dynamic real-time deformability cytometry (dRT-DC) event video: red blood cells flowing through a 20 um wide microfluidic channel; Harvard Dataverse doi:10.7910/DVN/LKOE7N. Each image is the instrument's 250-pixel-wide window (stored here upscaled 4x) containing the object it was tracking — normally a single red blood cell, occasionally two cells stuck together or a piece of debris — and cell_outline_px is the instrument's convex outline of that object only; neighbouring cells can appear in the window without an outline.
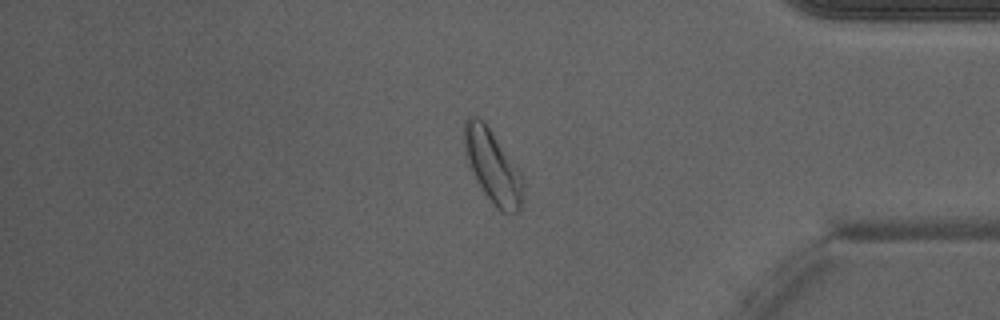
{"species": "Egyptian fruit bat (a non-hibernating species)", "species_latin": "Rousettus aegyptiacus", "temperature_condition": "warm", "stored_images_in_passage": 48, "camera_frame_rate_fps": 3000, "um_per_image_px": 0.085, "animal": {"sex": "male"}, "frame": {"image": 1, "passage_image": 41, "time_ms": 13.333, "image_size_px": [1000, 320], "cell_outline_px": [[524, 184], [520, 212], [504, 212], [496, 208], [484, 192], [464, 156], [464, 120], [468, 116], [476, 116], [484, 120], [520, 172]], "centroid_in_image_um": [41.86, 14.12], "position_along_channel_um": 393.3, "area_um2": 24.8}}
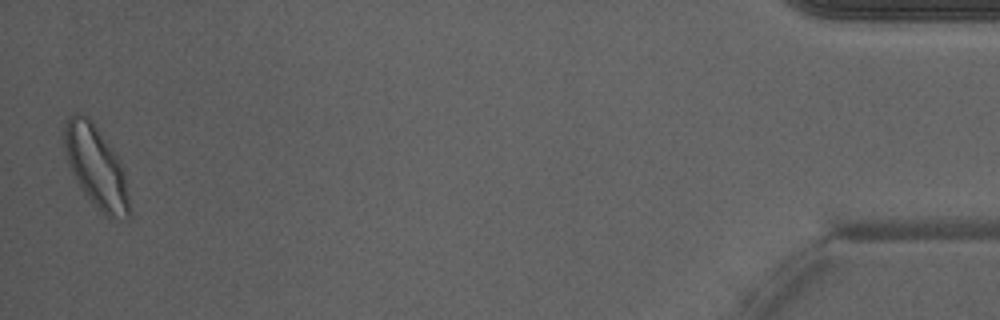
{"frame": {"image": 2, "passage_image": 48, "time_ms": 15.667, "image_size_px": [1000, 320], "cell_outline_px": [[128, 220], [124, 220], [108, 216], [100, 212], [84, 192], [76, 180], [72, 172], [64, 148], [64, 124], [68, 116], [76, 112], [80, 112], [92, 120], [120, 160], [124, 172], [128, 196]], "centroid_in_image_um": [8.15, 14.14], "position_along_channel_um": 427.0, "area_um2": 30.58}, "authors_computed_cell_mechanics": {"area_um2": 26.3279, "velocity_mm_per_s": 4.2202, "shape_relaxation_time_tau1_ms": null, "shape_relaxation_time_tau2_ms": 1.4588, "deformation_change_tau1": null, "deformation_change_tau2": 0.0884}}